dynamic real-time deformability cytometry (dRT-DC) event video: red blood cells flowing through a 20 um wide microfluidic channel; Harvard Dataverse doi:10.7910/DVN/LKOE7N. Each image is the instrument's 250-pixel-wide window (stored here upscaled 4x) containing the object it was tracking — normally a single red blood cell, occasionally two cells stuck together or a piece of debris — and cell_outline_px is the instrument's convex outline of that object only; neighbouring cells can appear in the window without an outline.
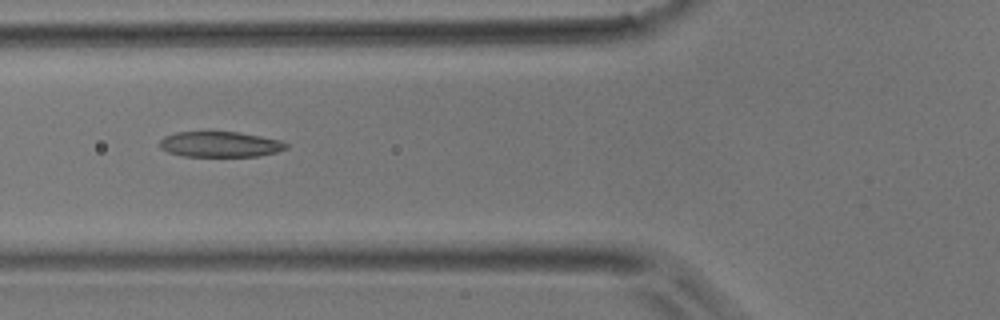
{"species": "common noctule bat (a hibernating species)", "species_latin": "Nyctalus noctula", "temperature_condition": "room temperature", "stored_images_in_passage": 4, "camera_frame_rate_fps": 3000, "um_per_image_px": 0.085, "animal": {"sex": "male", "body_mass_g": 17.9}, "frame": {"image": 1, "passage_image": 4, "time_ms": 1.0, "image_size_px": [1000, 320], "cell_outline_px": [[288, 148], [276, 152], [260, 156], [184, 156], [168, 152], [160, 148], [160, 140], [164, 136], [176, 132], [240, 132], [280, 140], [288, 144]], "centroid_in_image_um": [18.71, 12.27], "position_along_channel_um": 107.1, "area_um2": 18.79}}